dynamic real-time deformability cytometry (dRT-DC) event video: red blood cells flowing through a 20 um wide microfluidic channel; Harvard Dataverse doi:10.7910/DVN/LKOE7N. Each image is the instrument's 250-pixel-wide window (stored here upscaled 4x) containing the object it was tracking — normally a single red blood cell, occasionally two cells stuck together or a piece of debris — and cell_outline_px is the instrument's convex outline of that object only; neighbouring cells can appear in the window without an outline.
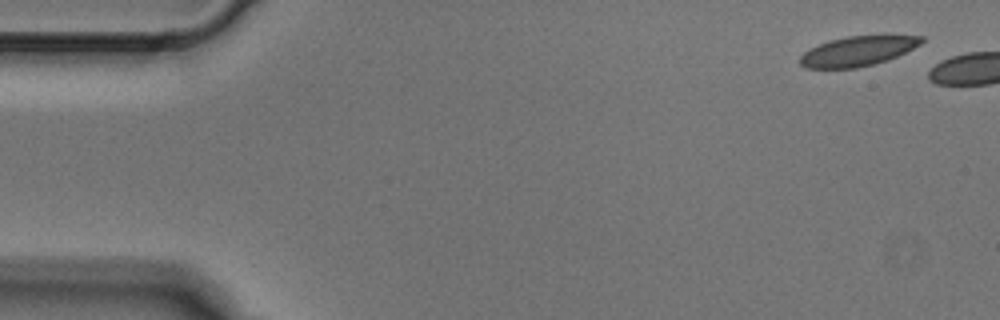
{"species": "Egyptian fruit bat (a non-hibernating species)", "species_latin": "Rousettus aegyptiacus", "temperature_condition": "cold", "stored_images_in_passage": 2, "camera_frame_rate_fps": 3000, "um_per_image_px": 0.085, "animal": {"sex": "male"}, "frame": {"image": 1, "passage_image": 1, "time_ms": 0.0, "image_size_px": [1000, 320], "cell_outline_px": [[924, 40], [920, 44], [888, 60], [856, 68], [804, 68], [800, 64], [800, 56], [804, 52], [828, 40], [848, 36], [924, 36]], "centroid_in_image_um": [72.87, 4.35], "position_along_channel_um": 12.1, "area_um2": 20.69}}